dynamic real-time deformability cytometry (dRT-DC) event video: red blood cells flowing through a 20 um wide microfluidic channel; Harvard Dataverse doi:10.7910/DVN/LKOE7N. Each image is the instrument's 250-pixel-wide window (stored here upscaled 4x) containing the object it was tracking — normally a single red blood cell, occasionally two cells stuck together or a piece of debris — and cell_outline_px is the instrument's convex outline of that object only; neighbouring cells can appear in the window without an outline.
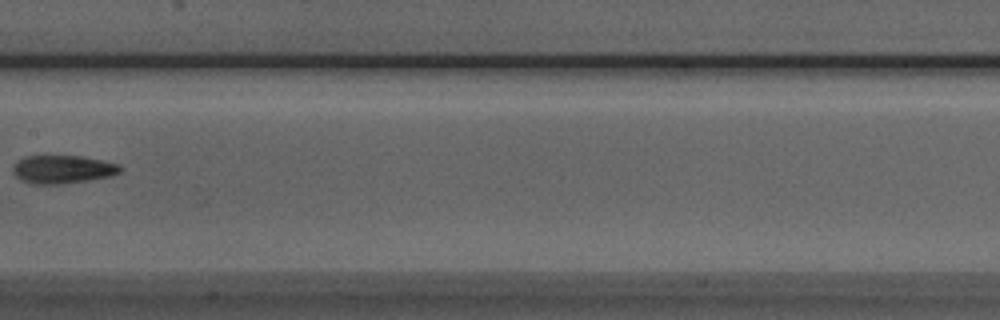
{"species": "Egyptian fruit bat (a non-hibernating species)", "species_latin": "Rousettus aegyptiacus", "temperature_condition": "room temperature", "stored_images_in_passage": 4, "camera_frame_rate_fps": 3000, "um_per_image_px": 0.085, "animal": {"sex": "male"}, "frame": {"image": 1, "passage_image": 4, "time_ms": 3.667, "image_size_px": [1000, 320], "cell_outline_px": [[124, 168], [120, 172], [112, 176], [88, 180], [60, 184], [32, 184], [20, 180], [12, 172], [12, 168], [16, 160], [24, 156], [80, 156], [104, 160], [120, 164]], "centroid_in_image_um": [5.33, 14.39], "position_along_channel_um": 202.1, "area_um2": 17.92}}